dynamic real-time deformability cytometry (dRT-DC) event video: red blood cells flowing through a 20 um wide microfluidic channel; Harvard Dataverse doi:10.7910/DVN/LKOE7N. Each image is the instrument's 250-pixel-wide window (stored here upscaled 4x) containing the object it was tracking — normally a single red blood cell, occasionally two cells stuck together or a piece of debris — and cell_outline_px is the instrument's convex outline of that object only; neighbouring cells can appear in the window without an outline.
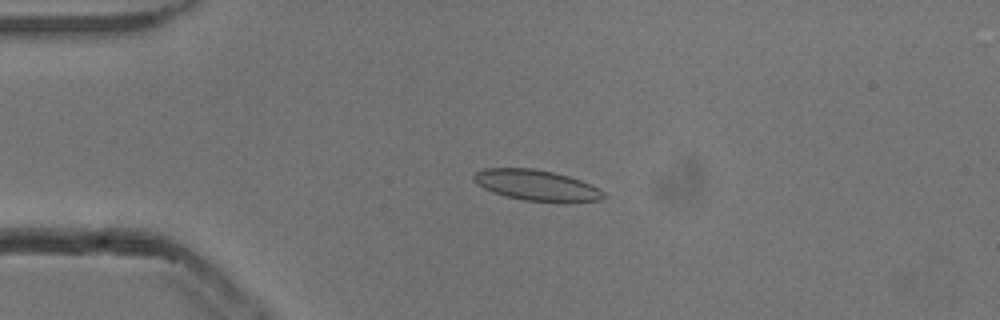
{"species": "common noctule bat (a hibernating species)", "species_latin": "Nyctalus noctula", "temperature_condition": "cold", "stored_images_in_passage": 53, "camera_frame_rate_fps": 3000, "um_per_image_px": 0.085, "animal": {"sex": "male", "body_mass_g": 13.3}, "frame": {"image": 1, "passage_image": 12, "time_ms": 3.667, "image_size_px": [1000, 320], "cell_outline_px": [[608, 196], [604, 200], [568, 204], [556, 204], [524, 200], [492, 192], [484, 188], [472, 180], [472, 176], [476, 172], [484, 168], [532, 168], [552, 172], [568, 176], [580, 180], [604, 192]], "centroid_in_image_um": [45.67, 15.79], "position_along_channel_um": 39.3, "area_um2": 23.81}}
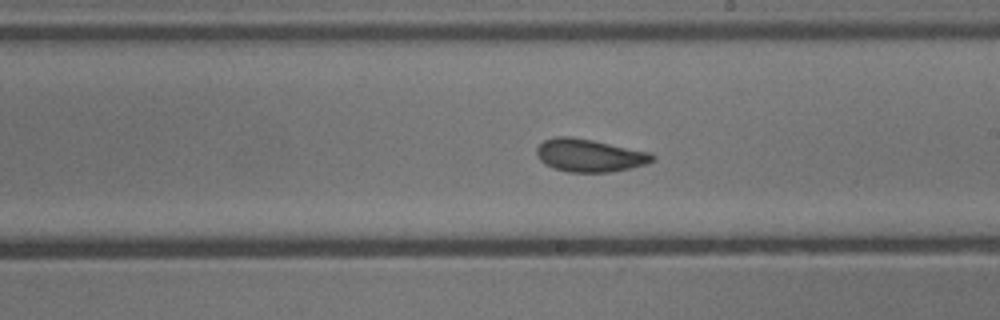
{"frame": {"image": 2, "passage_image": 30, "time_ms": 9.667, "image_size_px": [1000, 320], "cell_outline_px": [[656, 160], [648, 164], [608, 172], [568, 172], [552, 168], [544, 164], [540, 160], [536, 152], [536, 148], [544, 140], [556, 136], [572, 136], [592, 140], [648, 152], [656, 156]], "centroid_in_image_um": [50.09, 13.21], "position_along_channel_um": 238.9, "area_um2": 22.14}}
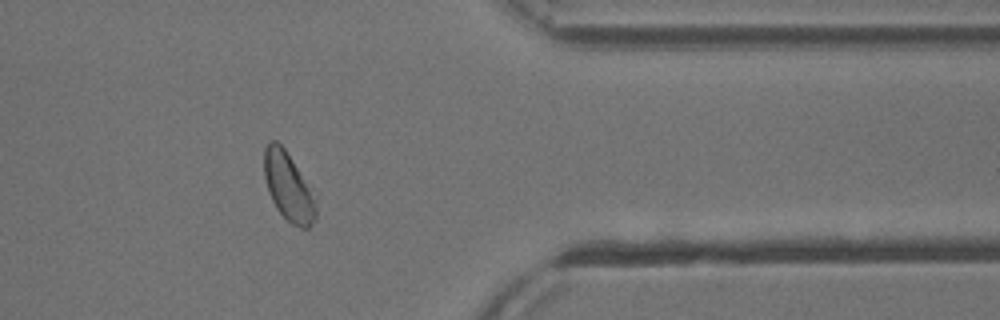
{"frame": {"image": 3, "passage_image": 43, "time_ms": 14.0, "image_size_px": [1000, 320], "cell_outline_px": [[320, 192], [316, 220], [308, 228], [300, 228], [292, 224], [276, 208], [268, 192], [264, 176], [264, 148], [268, 140], [276, 140], [284, 148]], "centroid_in_image_um": [24.63, 15.86], "position_along_channel_um": 386.8, "area_um2": 22.2}, "authors_computed_cell_mechanics": {"area_um2": 22.3108, "velocity_mm_per_s": 3.8228, "shape_relaxation_time_tau1_ms": 4.3493, "shape_relaxation_time_tau2_ms": 1.3618, "deformation_change_tau1": 0.1055, "deformation_change_tau2": 0.0706}}